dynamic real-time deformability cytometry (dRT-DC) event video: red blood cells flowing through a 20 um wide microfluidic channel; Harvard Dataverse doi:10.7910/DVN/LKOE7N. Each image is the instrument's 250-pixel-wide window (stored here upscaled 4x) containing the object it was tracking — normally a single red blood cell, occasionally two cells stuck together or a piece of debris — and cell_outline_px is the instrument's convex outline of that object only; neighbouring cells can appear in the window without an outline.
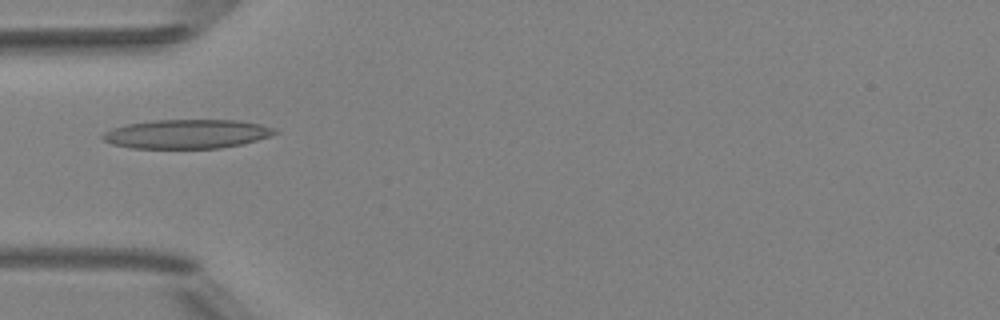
{"species": "Egyptian fruit bat (a non-hibernating species)", "species_latin": "Rousettus aegyptiacus", "temperature_condition": "room temperature", "stored_images_in_passage": 6, "camera_frame_rate_fps": 3000, "um_per_image_px": 0.085, "animal": {"sex": "female"}, "frame": {"image": 1, "passage_image": 5, "time_ms": 4.667, "image_size_px": [1000, 320], "cell_outline_px": [[280, 132], [272, 136], [244, 144], [220, 148], [132, 148], [112, 144], [104, 140], [100, 136], [104, 132], [112, 128], [128, 124], [152, 120], [240, 120], [260, 124], [272, 128]], "centroid_in_image_um": [15.91, 11.39], "position_along_channel_um": 69.1, "area_um2": 29.3}}
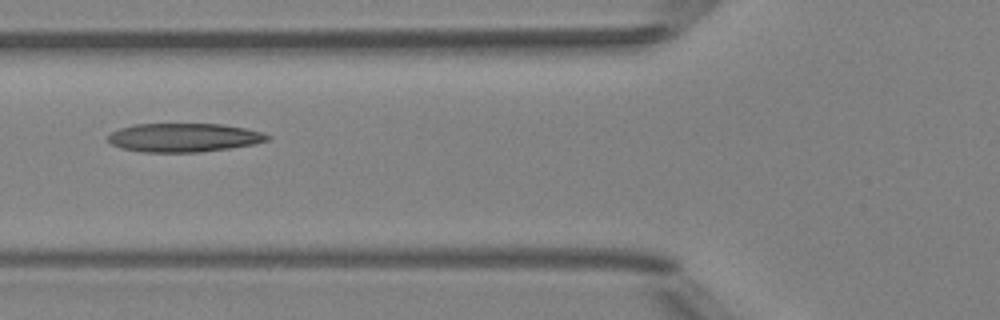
{"frame": {"image": 2, "passage_image": 6, "time_ms": 5.667, "image_size_px": [1000, 320], "cell_outline_px": [[272, 136], [268, 140], [252, 144], [228, 148], [200, 152], [144, 152], [120, 148], [112, 144], [108, 140], [108, 136], [112, 132], [120, 128], [136, 124], [224, 124], [264, 132]], "centroid_in_image_um": [15.64, 11.69], "position_along_channel_um": 110.2, "area_um2": 26.59}}